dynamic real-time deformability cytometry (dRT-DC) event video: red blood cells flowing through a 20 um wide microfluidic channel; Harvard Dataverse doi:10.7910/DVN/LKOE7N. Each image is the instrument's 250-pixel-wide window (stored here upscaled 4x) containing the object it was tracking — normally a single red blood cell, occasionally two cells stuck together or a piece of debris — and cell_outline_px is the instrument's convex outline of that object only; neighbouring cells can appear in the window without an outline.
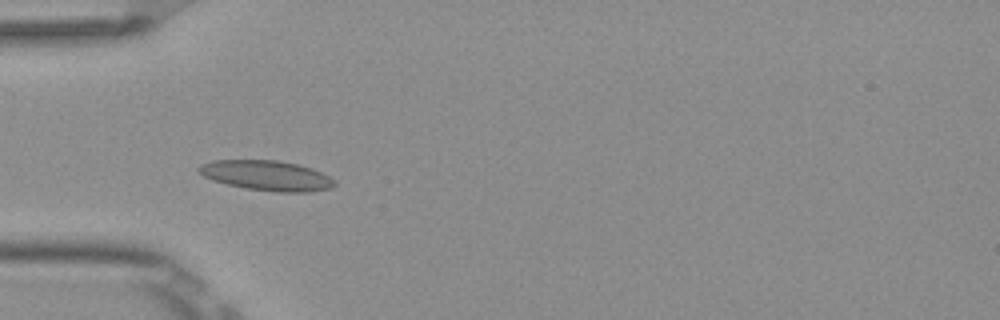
{"species": "Egyptian fruit bat (a non-hibernating species)", "species_latin": "Rousettus aegyptiacus", "temperature_condition": "room temperature", "stored_images_in_passage": 7, "camera_frame_rate_fps": 3000, "um_per_image_px": 0.085, "frame": {"image": 1, "passage_image": 5, "time_ms": 1.333, "image_size_px": [1000, 320], "cell_outline_px": [[336, 184], [332, 188], [308, 192], [280, 192], [244, 188], [212, 180], [204, 176], [196, 168], [200, 164], [212, 160], [276, 160], [296, 164], [312, 168], [336, 180]], "centroid_in_image_um": [22.67, 14.92], "position_along_channel_um": 62.3, "area_um2": 23.76}}
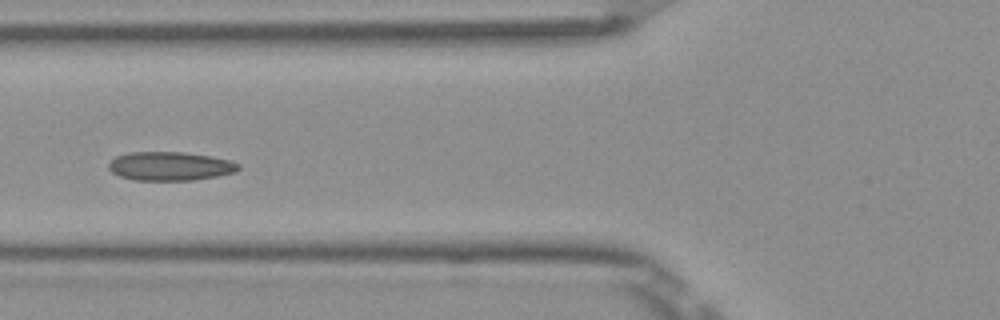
{"frame": {"image": 2, "passage_image": 6, "time_ms": 1.667, "image_size_px": [1000, 320], "cell_outline_px": [[240, 168], [236, 172], [216, 176], [192, 180], [132, 180], [120, 176], [112, 172], [108, 168], [108, 164], [116, 156], [128, 152], [184, 152], [208, 156], [228, 160], [240, 164]], "centroid_in_image_um": [14.43, 14.12], "position_along_channel_um": 111.4, "area_um2": 21.68}}
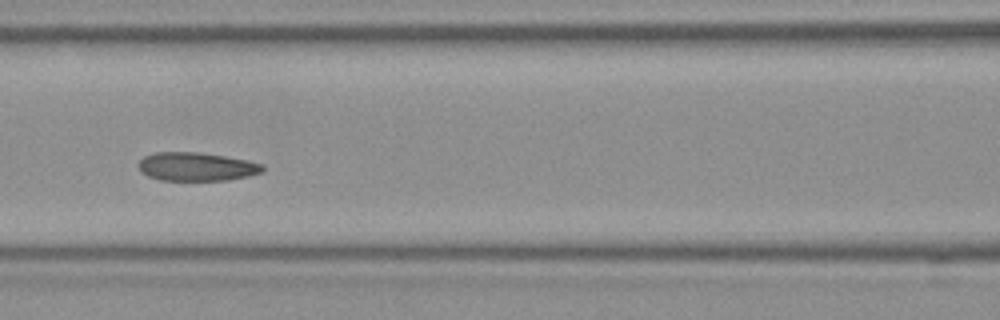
{"frame": {"image": 3, "passage_image": 7, "time_ms": 2.0, "image_size_px": [1000, 320], "cell_outline_px": [[264, 172], [248, 176], [228, 180], [160, 180], [148, 176], [140, 172], [136, 164], [144, 156], [152, 152], [200, 152], [224, 156], [264, 164]], "centroid_in_image_um": [16.66, 14.16], "position_along_channel_um": 149.9, "area_um2": 20.81}}